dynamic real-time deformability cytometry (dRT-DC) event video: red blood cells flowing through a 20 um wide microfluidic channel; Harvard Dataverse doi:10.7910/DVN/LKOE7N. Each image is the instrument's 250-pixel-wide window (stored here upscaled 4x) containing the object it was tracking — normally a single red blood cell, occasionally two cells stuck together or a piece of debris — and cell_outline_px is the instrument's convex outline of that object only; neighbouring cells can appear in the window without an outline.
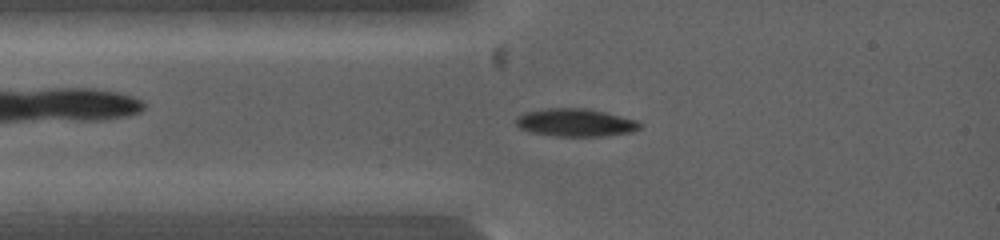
{"species": "common noctule bat (a hibernating species)", "species_latin": "Nyctalus noctula", "temperature_condition": "warm", "stored_images_in_passage": 4, "camera_frame_rate_fps": 5000, "um_per_image_px": 0.085, "animal": {"sex": "female", "body_mass_g": 19.0, "forearm_length_mm": 53.3}, "frame": {"image": 1, "passage_image": 2, "time_ms": 1.2, "image_size_px": [1000, 240], "cell_outline_px": [[644, 124], [640, 128], [632, 132], [604, 136], [556, 136], [528, 132], [520, 128], [516, 124], [516, 116], [524, 112], [548, 108], [584, 108], [604, 112], [636, 120]], "centroid_in_image_um": [48.9, 10.42], "position_along_channel_um": 36.1, "area_um2": 20.17}}